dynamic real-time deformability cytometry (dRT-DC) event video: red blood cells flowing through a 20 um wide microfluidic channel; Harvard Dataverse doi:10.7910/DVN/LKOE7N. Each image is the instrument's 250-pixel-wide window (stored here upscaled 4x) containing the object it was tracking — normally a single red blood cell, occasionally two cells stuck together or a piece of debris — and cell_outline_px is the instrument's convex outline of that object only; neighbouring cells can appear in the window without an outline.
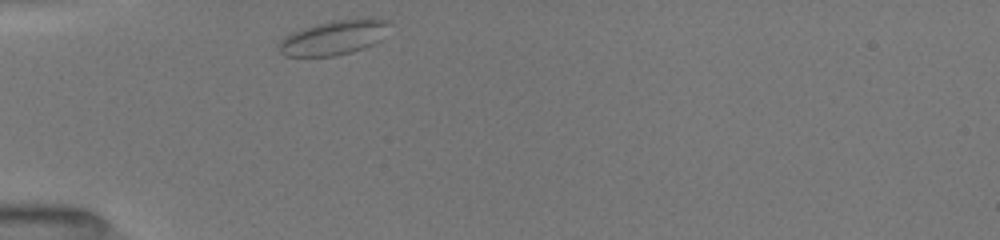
{"species": "common noctule bat (a hibernating species)", "species_latin": "Nyctalus noctula", "temperature_condition": "room temperature", "stored_images_in_passage": 37, "camera_frame_rate_fps": 3000, "um_per_image_px": 0.085, "animal": {"sex": "female", "body_mass_g": 19.5, "forearm_length_mm": 54.1}, "frame": {"image": 1, "passage_image": 1, "time_ms": 0.0, "image_size_px": [1000, 240], "cell_outline_px": [[388, 24], [380, 40], [364, 48], [352, 52], [332, 56], [284, 56], [280, 52], [280, 40], [284, 36], [292, 32], [304, 28], [332, 20], [364, 16], [372, 16], [388, 20]], "centroid_in_image_um": [28.4, 3.16], "position_along_channel_um": 56.6, "area_um2": 22.37}}
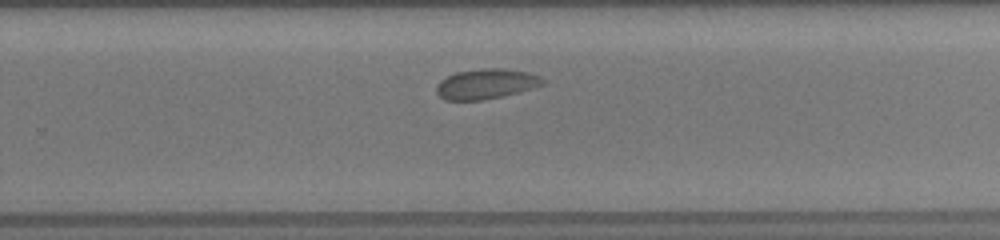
{"frame": {"image": 2, "passage_image": 20, "time_ms": 6.333, "image_size_px": [1000, 240], "cell_outline_px": [[544, 84], [520, 92], [480, 100], [444, 100], [436, 92], [436, 88], [440, 80], [456, 72], [484, 68], [500, 68], [528, 72], [540, 76], [544, 80]], "centroid_in_image_um": [41.31, 7.13], "position_along_channel_um": 288.5, "area_um2": 18.5}}
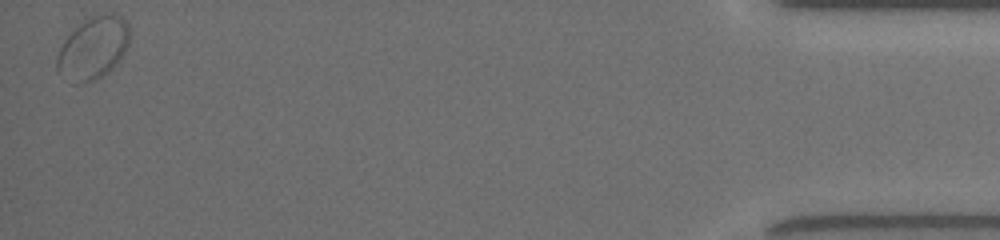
{"frame": {"image": 3, "passage_image": 37, "time_ms": 12.0, "image_size_px": [1000, 240], "cell_outline_px": [[128, 44], [124, 52], [116, 64], [108, 72], [84, 84], [72, 84], [56, 72], [56, 56], [64, 40], [80, 24], [92, 16], [104, 12], [112, 12], [120, 16], [128, 24]], "centroid_in_image_um": [7.88, 4.11], "position_along_channel_um": 427.3, "area_um2": 26.41}}